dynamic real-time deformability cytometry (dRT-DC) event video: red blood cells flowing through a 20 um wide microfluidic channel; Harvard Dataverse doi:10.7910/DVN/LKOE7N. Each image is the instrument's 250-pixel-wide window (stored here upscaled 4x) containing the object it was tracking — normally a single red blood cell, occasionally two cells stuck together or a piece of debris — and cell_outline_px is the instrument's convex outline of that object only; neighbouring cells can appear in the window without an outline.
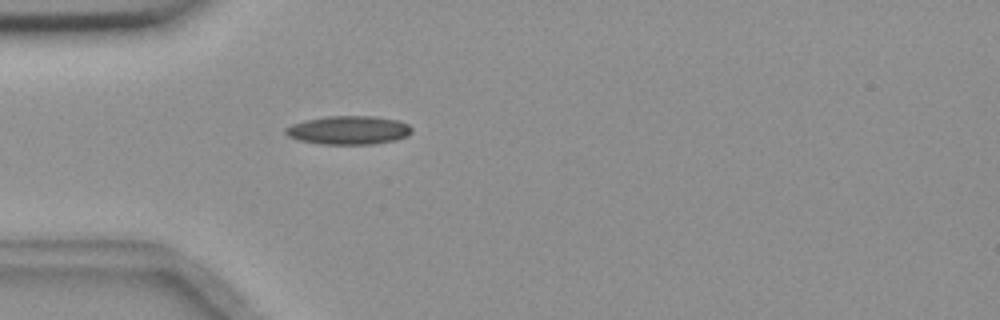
{"species": "common noctule bat (a hibernating species)", "species_latin": "Nyctalus noctula", "temperature_condition": "room temperature", "stored_images_in_passage": 40, "camera_frame_rate_fps": 3000, "um_per_image_px": 0.085, "animal": {"sex": "female", "body_mass_g": 18.4}, "frame": {"image": 1, "passage_image": 1, "time_ms": 0.0, "image_size_px": [1000, 320], "cell_outline_px": [[412, 132], [408, 136], [396, 140], [372, 144], [324, 144], [296, 140], [288, 136], [284, 132], [284, 128], [292, 124], [304, 120], [328, 116], [372, 116], [396, 120], [408, 124], [412, 128]], "centroid_in_image_um": [29.61, 11.07], "position_along_channel_um": 55.4, "area_um2": 21.1}}
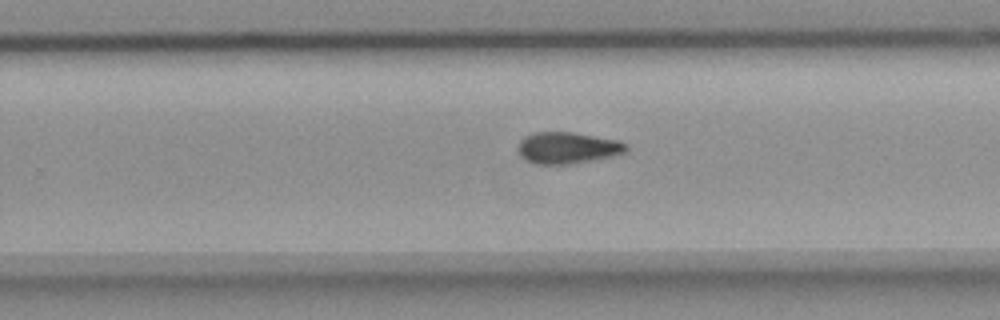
{"frame": {"image": 2, "passage_image": 20, "time_ms": 6.333, "image_size_px": [1000, 320], "cell_outline_px": [[628, 148], [624, 152], [608, 156], [568, 164], [540, 164], [528, 160], [520, 152], [520, 140], [524, 136], [532, 132], [576, 132], [620, 140], [628, 144]], "centroid_in_image_um": [48.28, 12.53], "position_along_channel_um": 281.5, "area_um2": 19.48}}
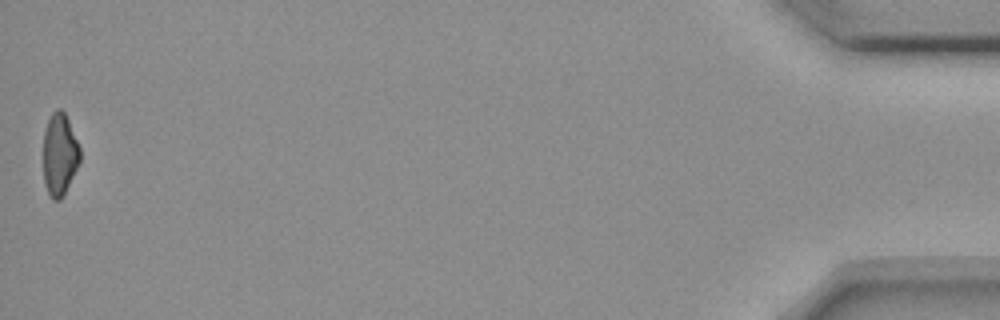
{"frame": {"image": 3, "passage_image": 40, "time_ms": 13.0, "image_size_px": [1000, 320], "cell_outline_px": [[80, 160], [60, 200], [52, 200], [44, 184], [44, 132], [48, 120], [52, 112], [56, 108], [60, 108], [64, 112], [68, 120], [80, 148]], "centroid_in_image_um": [5.05, 13.1], "position_along_channel_um": 430.1, "area_um2": 17.22}, "authors_computed_cell_mechanics": {"area_um2": 19.5075, "velocity_mm_per_s": 3.6687, "shape_relaxation_time_tau1_ms": null, "shape_relaxation_time_tau2_ms": 10.6288, "deformation_change_tau1": null, "deformation_change_tau2": 0.1996}}